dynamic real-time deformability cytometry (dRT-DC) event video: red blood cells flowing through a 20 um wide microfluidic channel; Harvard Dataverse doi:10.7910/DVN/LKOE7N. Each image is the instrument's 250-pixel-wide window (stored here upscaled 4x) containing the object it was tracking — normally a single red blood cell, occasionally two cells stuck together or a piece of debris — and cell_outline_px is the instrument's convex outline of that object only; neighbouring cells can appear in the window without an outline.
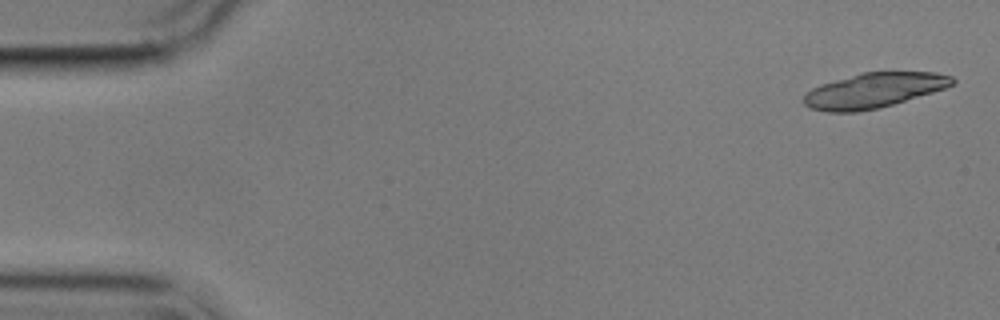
{"species": "common noctule bat (a hibernating species)", "species_latin": "Nyctalus noctula", "temperature_condition": "cold", "stored_images_in_passage": 7, "camera_frame_rate_fps": 3000, "um_per_image_px": 0.085, "animal": {"sex": "male", "body_mass_g": 17.9}, "frame": {"image": 1, "passage_image": 1, "time_ms": 0.0, "image_size_px": [1000, 320], "cell_outline_px": [[956, 84], [932, 92], [880, 108], [860, 112], [828, 112], [812, 108], [804, 104], [804, 96], [812, 88], [820, 84], [860, 72], [936, 72], [952, 76], [956, 80]], "centroid_in_image_um": [74.29, 7.68], "position_along_channel_um": 10.7, "area_um2": 30.29}}